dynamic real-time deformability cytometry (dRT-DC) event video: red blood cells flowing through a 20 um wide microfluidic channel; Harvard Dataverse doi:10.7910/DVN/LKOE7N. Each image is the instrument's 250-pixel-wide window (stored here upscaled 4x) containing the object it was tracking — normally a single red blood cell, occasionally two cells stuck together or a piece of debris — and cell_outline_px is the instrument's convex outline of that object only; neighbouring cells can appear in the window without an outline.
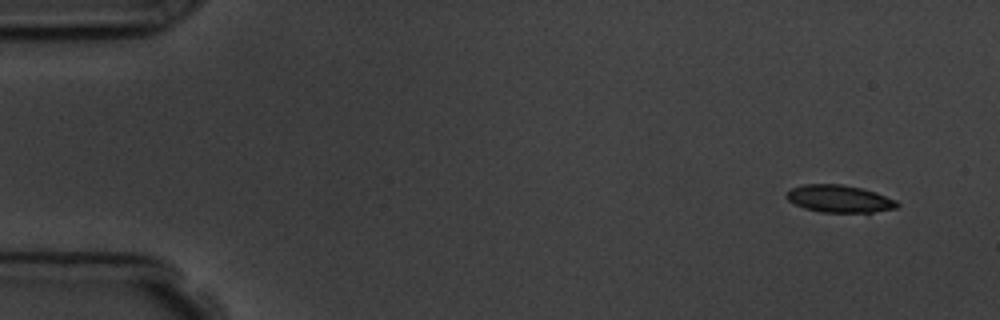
{"species": "common noctule bat (a hibernating species)", "species_latin": "Nyctalus noctula", "temperature_condition": "room temperature", "stored_images_in_passage": 4, "camera_frame_rate_fps": 3000, "um_per_image_px": 0.085, "animal": {"sex": "male", "body_mass_g": 19.5, "forearm_length_mm": 54.6}, "frame": {"image": 1, "passage_image": 1, "time_ms": 0.0, "image_size_px": [1000, 320], "cell_outline_px": [[900, 204], [896, 208], [872, 212], [820, 212], [804, 208], [788, 200], [784, 196], [792, 188], [804, 184], [840, 184], [860, 188], [876, 192], [896, 200]], "centroid_in_image_um": [71.34, 16.89], "position_along_channel_um": 13.7, "area_um2": 17.51}}